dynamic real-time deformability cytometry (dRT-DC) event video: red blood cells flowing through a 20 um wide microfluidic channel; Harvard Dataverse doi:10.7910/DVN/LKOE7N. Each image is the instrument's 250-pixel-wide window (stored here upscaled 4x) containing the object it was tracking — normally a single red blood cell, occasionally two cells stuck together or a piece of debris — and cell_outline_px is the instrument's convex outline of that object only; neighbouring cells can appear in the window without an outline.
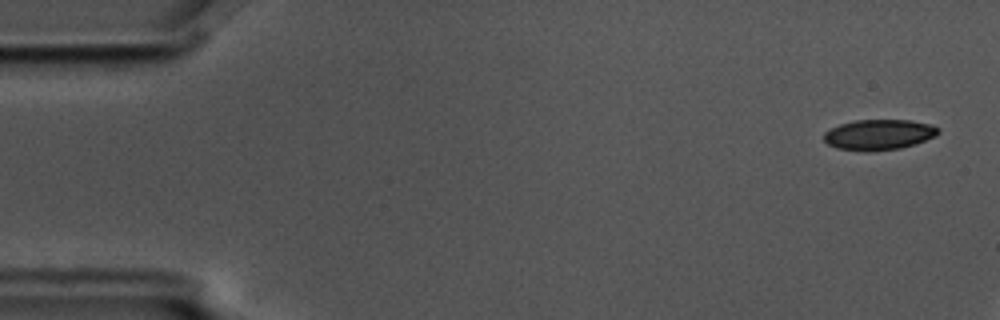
{"species": "common noctule bat (a hibernating species)", "species_latin": "Nyctalus noctula", "temperature_condition": "cold", "stored_images_in_passage": 4, "camera_frame_rate_fps": 3000, "um_per_image_px": 0.085, "animal": {"sex": "male", "body_mass_g": 17.5, "forearm_length_mm": 52.3}, "frame": {"image": 1, "passage_image": 1, "time_ms": 0.0, "image_size_px": [1000, 320], "cell_outline_px": [[940, 132], [936, 136], [916, 144], [900, 148], [872, 152], [864, 152], [836, 148], [828, 144], [824, 140], [824, 132], [840, 124], [856, 120], [908, 120], [928, 124], [940, 128]], "centroid_in_image_um": [74.7, 11.46], "position_along_channel_um": 10.3, "area_um2": 20.46}}